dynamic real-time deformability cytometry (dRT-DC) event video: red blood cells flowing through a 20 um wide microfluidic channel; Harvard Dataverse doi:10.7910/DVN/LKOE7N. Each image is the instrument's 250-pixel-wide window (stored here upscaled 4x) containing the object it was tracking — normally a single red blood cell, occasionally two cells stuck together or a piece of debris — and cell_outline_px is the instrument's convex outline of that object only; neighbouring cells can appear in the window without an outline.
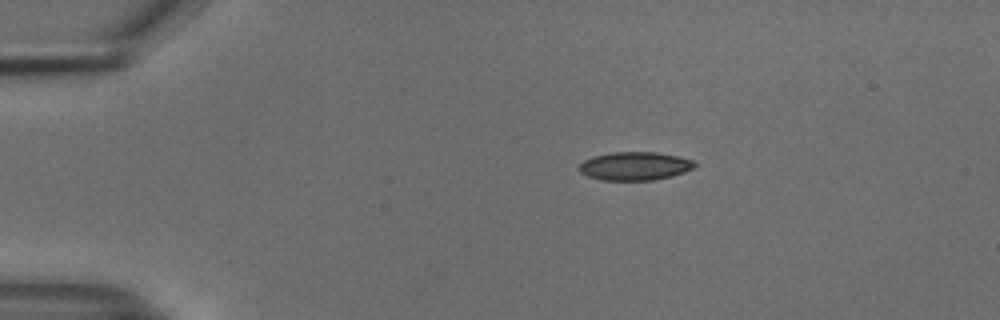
{"species": "common noctule bat (a hibernating species)", "species_latin": "Nyctalus noctula", "temperature_condition": "cold", "stored_images_in_passage": 44, "camera_frame_rate_fps": 3000, "um_per_image_px": 0.085, "animal": {"sex": "male", "body_mass_g": 18.8}, "frame": {"image": 1, "passage_image": 1, "time_ms": 0.0, "image_size_px": [1000, 320], "cell_outline_px": [[700, 164], [684, 172], [672, 176], [652, 180], [600, 180], [588, 176], [580, 172], [576, 168], [584, 160], [592, 156], [612, 152], [656, 152], [696, 160]], "centroid_in_image_um": [53.96, 14.11], "position_along_channel_um": 31.0, "area_um2": 19.31}}
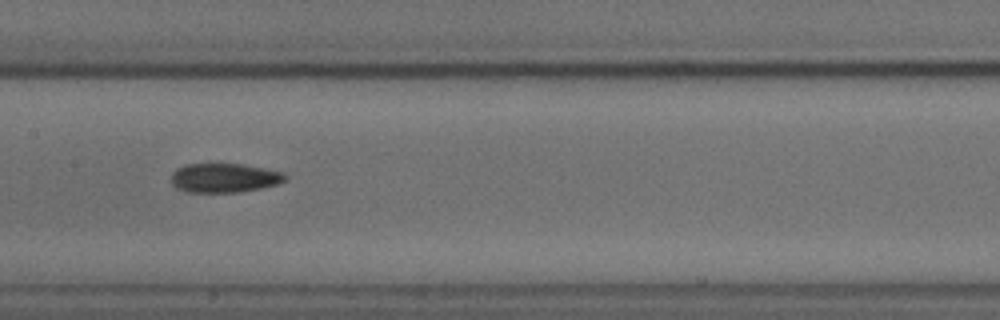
{"frame": {"image": 2, "passage_image": 18, "time_ms": 5.667, "image_size_px": [1000, 320], "cell_outline_px": [[288, 180], [280, 184], [240, 192], [188, 192], [176, 188], [172, 184], [172, 172], [176, 168], [184, 164], [244, 164], [284, 172], [288, 176]], "centroid_in_image_um": [19.1, 15.12], "position_along_channel_um": 188.3, "area_um2": 19.65}}
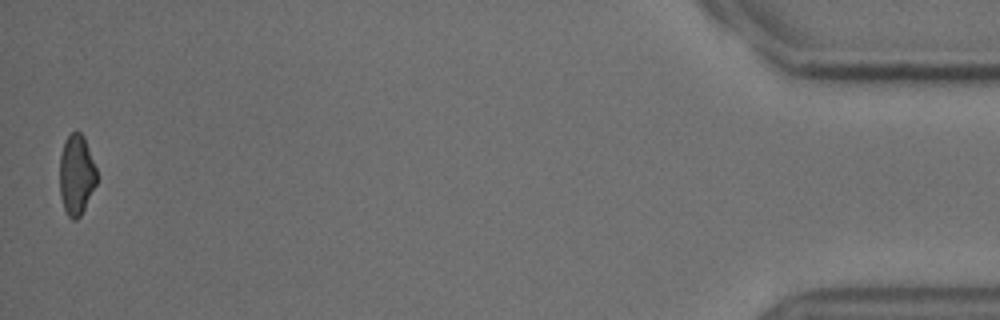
{"frame": {"image": 3, "passage_image": 44, "time_ms": 14.333, "image_size_px": [1000, 320], "cell_outline_px": [[96, 184], [80, 216], [76, 220], [72, 220], [68, 216], [64, 208], [60, 196], [60, 156], [64, 144], [68, 136], [72, 132], [80, 132], [84, 136], [96, 168]], "centroid_in_image_um": [6.49, 14.87], "position_along_channel_um": 428.7, "area_um2": 17.11}, "authors_computed_cell_mechanics": {"area_um2": 19.1029, "velocity_mm_per_s": 3.7595, "shape_relaxation_time_tau1_ms": 5.292, "shape_relaxation_time_tau2_ms": 5.4997, "deformation_change_tau1": 0.1348, "deformation_change_tau2": 0.1304}}